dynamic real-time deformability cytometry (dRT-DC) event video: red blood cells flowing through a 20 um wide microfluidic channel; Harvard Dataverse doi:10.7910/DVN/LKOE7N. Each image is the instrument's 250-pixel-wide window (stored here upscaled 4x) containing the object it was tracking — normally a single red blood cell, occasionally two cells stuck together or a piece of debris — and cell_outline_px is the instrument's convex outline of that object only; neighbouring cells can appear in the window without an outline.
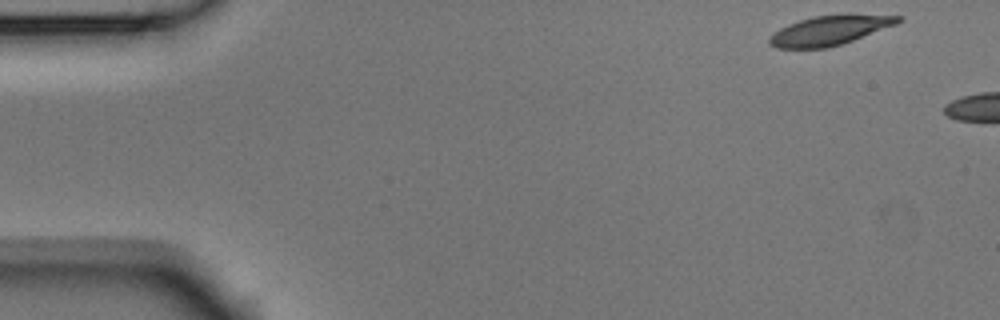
{"species": "Egyptian fruit bat (a non-hibernating species)", "species_latin": "Rousettus aegyptiacus", "temperature_condition": "room temperature", "stored_images_in_passage": 6, "camera_frame_rate_fps": 3000, "um_per_image_px": 0.085, "animal": {"sex": "male"}, "frame": {"image": 1, "passage_image": 1, "time_ms": 0.0, "image_size_px": [1000, 320], "cell_outline_px": [[904, 16], [896, 24], [852, 40], [828, 48], [776, 48], [768, 44], [768, 36], [780, 28], [788, 24], [812, 16]], "centroid_in_image_um": [70.38, 2.62], "position_along_channel_um": 14.6, "area_um2": 21.27}}